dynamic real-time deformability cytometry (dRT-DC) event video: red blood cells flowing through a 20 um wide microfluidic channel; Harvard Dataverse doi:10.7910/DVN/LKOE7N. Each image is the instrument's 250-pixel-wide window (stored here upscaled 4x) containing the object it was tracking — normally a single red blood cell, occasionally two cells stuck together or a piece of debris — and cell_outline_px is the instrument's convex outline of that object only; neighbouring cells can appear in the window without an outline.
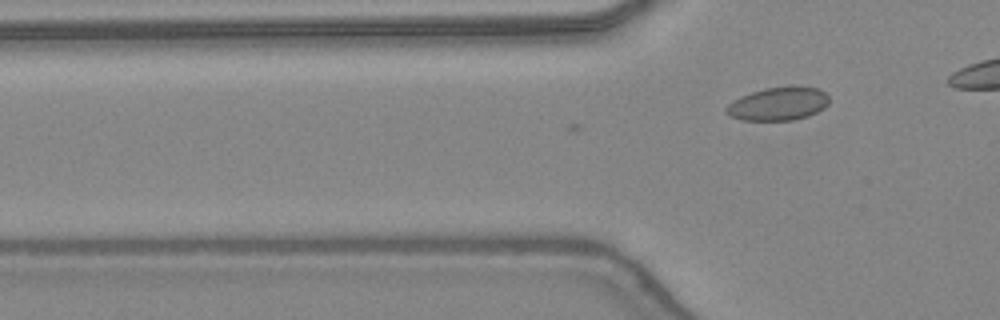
{"species": "common noctule bat (a hibernating species)", "species_latin": "Nyctalus noctula", "temperature_condition": "warm", "stored_images_in_passage": 3, "camera_frame_rate_fps": 3000, "um_per_image_px": 0.085, "animal": {"sex": "female", "body_mass_g": 24.6, "forearm_length_mm": 56.2}, "frame": {"image": 1, "passage_image": 3, "time_ms": 0.667, "image_size_px": [1000, 320], "cell_outline_px": [[828, 104], [824, 108], [808, 116], [792, 120], [740, 120], [724, 112], [724, 108], [728, 104], [740, 96], [764, 88], [816, 88], [824, 92], [828, 96]], "centroid_in_image_um": [66.1, 8.85], "position_along_channel_um": 59.7, "area_um2": 19.48}}